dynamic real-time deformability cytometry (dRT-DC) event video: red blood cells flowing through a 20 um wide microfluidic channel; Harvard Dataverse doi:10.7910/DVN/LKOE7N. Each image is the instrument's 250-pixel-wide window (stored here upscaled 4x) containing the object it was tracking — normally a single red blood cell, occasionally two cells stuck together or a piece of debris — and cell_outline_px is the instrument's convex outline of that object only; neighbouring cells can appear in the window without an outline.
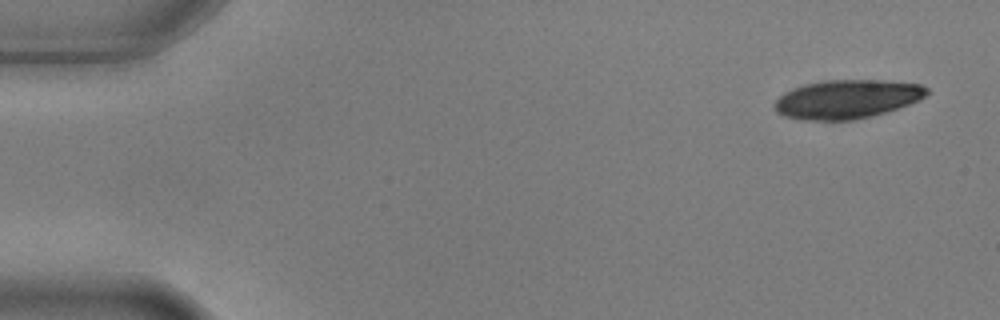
{"species": "common noctule bat (a hibernating species)", "species_latin": "Nyctalus noctula", "temperature_condition": "warm", "stored_images_in_passage": 5, "camera_frame_rate_fps": 3000, "um_per_image_px": 0.085, "animal": {"sex": "male", "body_mass_g": 17.9, "forearm_length_mm": 54.2}, "frame": {"image": 1, "passage_image": 1, "time_ms": 0.0, "image_size_px": [1000, 320], "cell_outline_px": [[928, 92], [920, 100], [872, 116], [852, 120], [800, 120], [784, 116], [776, 112], [772, 104], [784, 92], [792, 88], [804, 84], [824, 80], [880, 80], [920, 84], [928, 88]], "centroid_in_image_um": [71.94, 8.43], "position_along_channel_um": 13.1, "area_um2": 34.45}}